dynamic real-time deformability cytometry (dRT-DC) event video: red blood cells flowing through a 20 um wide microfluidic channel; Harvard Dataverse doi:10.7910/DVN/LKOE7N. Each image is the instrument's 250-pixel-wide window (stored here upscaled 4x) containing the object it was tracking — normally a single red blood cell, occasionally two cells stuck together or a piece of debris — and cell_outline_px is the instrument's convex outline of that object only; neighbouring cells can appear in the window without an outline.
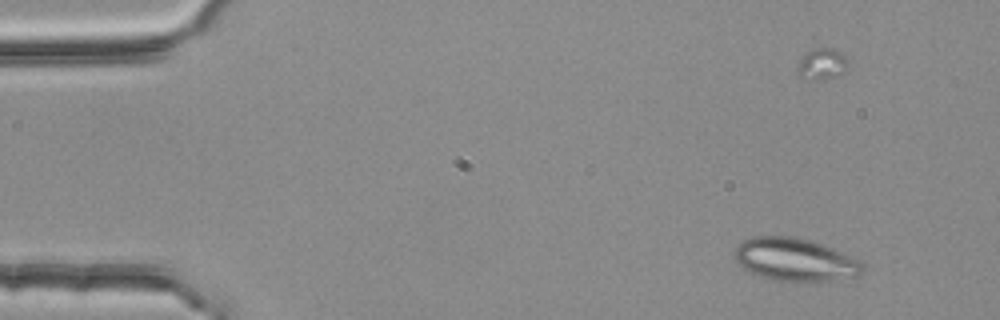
{"species": "common noctule bat (a hibernating species)", "species_latin": "Nyctalus noctula", "temperature_condition": "room temperature", "stored_images_in_passage": 6, "camera_frame_rate_fps": 3000, "um_per_image_px": 0.085, "animal": {"sex": "female", "body_mass_g": 25.1}, "frame": {"image": 1, "passage_image": 1, "time_ms": 0.0, "image_size_px": [1000, 320], "cell_outline_px": [[864, 272], [856, 276], [828, 280], [772, 280], [760, 276], [744, 268], [736, 260], [736, 248], [744, 240], [752, 236], [796, 236], [832, 248], [860, 260], [864, 268]], "centroid_in_image_um": [67.59, 22.05], "position_along_channel_um": 17.4, "area_um2": 31.33}}
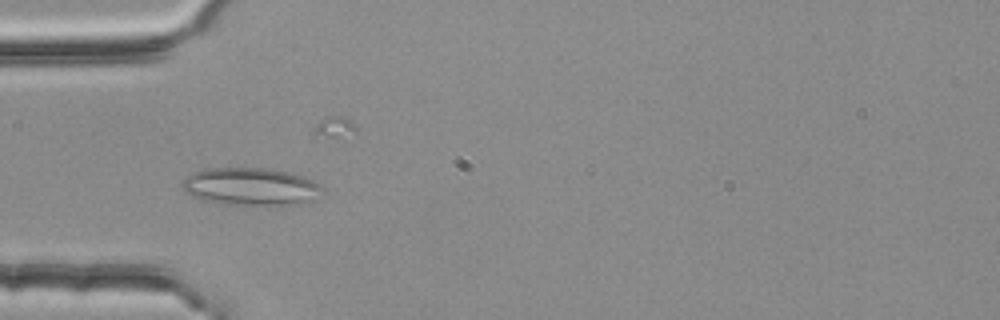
{"frame": {"image": 2, "passage_image": 4, "time_ms": 1.0, "image_size_px": [1000, 320], "cell_outline_px": [[324, 188], [312, 200], [304, 204], [228, 204], [204, 200], [192, 196], [184, 192], [180, 184], [180, 180], [184, 176], [192, 172], [208, 168], [268, 168], [288, 172], [300, 176], [320, 184]], "centroid_in_image_um": [21.23, 15.84], "position_along_channel_um": 63.8, "area_um2": 30.63}}